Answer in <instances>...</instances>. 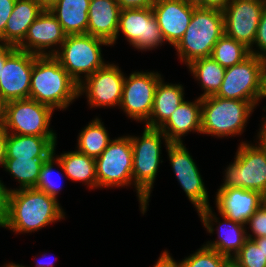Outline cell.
<instances>
[{
  "instance_id": "cell-1",
  "label": "cell",
  "mask_w": 266,
  "mask_h": 267,
  "mask_svg": "<svg viewBox=\"0 0 266 267\" xmlns=\"http://www.w3.org/2000/svg\"><path fill=\"white\" fill-rule=\"evenodd\" d=\"M65 218L60 203L42 190L14 188L9 194L6 228L15 233H32Z\"/></svg>"
},
{
  "instance_id": "cell-2",
  "label": "cell",
  "mask_w": 266,
  "mask_h": 267,
  "mask_svg": "<svg viewBox=\"0 0 266 267\" xmlns=\"http://www.w3.org/2000/svg\"><path fill=\"white\" fill-rule=\"evenodd\" d=\"M79 85L53 56H37L33 63L29 98L66 110L79 97Z\"/></svg>"
},
{
  "instance_id": "cell-3",
  "label": "cell",
  "mask_w": 266,
  "mask_h": 267,
  "mask_svg": "<svg viewBox=\"0 0 266 267\" xmlns=\"http://www.w3.org/2000/svg\"><path fill=\"white\" fill-rule=\"evenodd\" d=\"M170 142L166 135L157 128L144 127L142 136H130L133 149V185L137 193L141 213L147 211L149 198L161 160V144Z\"/></svg>"
},
{
  "instance_id": "cell-4",
  "label": "cell",
  "mask_w": 266,
  "mask_h": 267,
  "mask_svg": "<svg viewBox=\"0 0 266 267\" xmlns=\"http://www.w3.org/2000/svg\"><path fill=\"white\" fill-rule=\"evenodd\" d=\"M225 34L223 11L194 7L185 34L174 46L180 61H191L212 55L214 45Z\"/></svg>"
},
{
  "instance_id": "cell-5",
  "label": "cell",
  "mask_w": 266,
  "mask_h": 267,
  "mask_svg": "<svg viewBox=\"0 0 266 267\" xmlns=\"http://www.w3.org/2000/svg\"><path fill=\"white\" fill-rule=\"evenodd\" d=\"M201 100V134L219 138L241 135L256 108L249 101L225 99L215 95Z\"/></svg>"
},
{
  "instance_id": "cell-6",
  "label": "cell",
  "mask_w": 266,
  "mask_h": 267,
  "mask_svg": "<svg viewBox=\"0 0 266 267\" xmlns=\"http://www.w3.org/2000/svg\"><path fill=\"white\" fill-rule=\"evenodd\" d=\"M103 45L110 46L107 41L89 34L66 35L53 56L79 85L84 78L108 63L102 57Z\"/></svg>"
},
{
  "instance_id": "cell-7",
  "label": "cell",
  "mask_w": 266,
  "mask_h": 267,
  "mask_svg": "<svg viewBox=\"0 0 266 267\" xmlns=\"http://www.w3.org/2000/svg\"><path fill=\"white\" fill-rule=\"evenodd\" d=\"M234 162L225 170L222 188L258 191L266 197V155L256 144L240 142Z\"/></svg>"
},
{
  "instance_id": "cell-8",
  "label": "cell",
  "mask_w": 266,
  "mask_h": 267,
  "mask_svg": "<svg viewBox=\"0 0 266 267\" xmlns=\"http://www.w3.org/2000/svg\"><path fill=\"white\" fill-rule=\"evenodd\" d=\"M263 58L250 55L244 61L228 67L217 97L252 102L262 100Z\"/></svg>"
},
{
  "instance_id": "cell-9",
  "label": "cell",
  "mask_w": 266,
  "mask_h": 267,
  "mask_svg": "<svg viewBox=\"0 0 266 267\" xmlns=\"http://www.w3.org/2000/svg\"><path fill=\"white\" fill-rule=\"evenodd\" d=\"M95 163L98 188L132 185L133 149L130 135L112 139Z\"/></svg>"
},
{
  "instance_id": "cell-10",
  "label": "cell",
  "mask_w": 266,
  "mask_h": 267,
  "mask_svg": "<svg viewBox=\"0 0 266 267\" xmlns=\"http://www.w3.org/2000/svg\"><path fill=\"white\" fill-rule=\"evenodd\" d=\"M53 112L51 107L30 98L9 101L5 105L4 129L16 135L56 136L49 126Z\"/></svg>"
},
{
  "instance_id": "cell-11",
  "label": "cell",
  "mask_w": 266,
  "mask_h": 267,
  "mask_svg": "<svg viewBox=\"0 0 266 267\" xmlns=\"http://www.w3.org/2000/svg\"><path fill=\"white\" fill-rule=\"evenodd\" d=\"M120 31L129 44L139 51L157 49L165 43L152 7L121 9L117 37L111 46L116 43Z\"/></svg>"
},
{
  "instance_id": "cell-12",
  "label": "cell",
  "mask_w": 266,
  "mask_h": 267,
  "mask_svg": "<svg viewBox=\"0 0 266 267\" xmlns=\"http://www.w3.org/2000/svg\"><path fill=\"white\" fill-rule=\"evenodd\" d=\"M161 78V74L154 71H135L125 76L119 108L128 118L143 124L150 118L155 90Z\"/></svg>"
},
{
  "instance_id": "cell-13",
  "label": "cell",
  "mask_w": 266,
  "mask_h": 267,
  "mask_svg": "<svg viewBox=\"0 0 266 267\" xmlns=\"http://www.w3.org/2000/svg\"><path fill=\"white\" fill-rule=\"evenodd\" d=\"M166 150L177 181L197 213L209 207L207 188L186 146L183 143H169Z\"/></svg>"
},
{
  "instance_id": "cell-14",
  "label": "cell",
  "mask_w": 266,
  "mask_h": 267,
  "mask_svg": "<svg viewBox=\"0 0 266 267\" xmlns=\"http://www.w3.org/2000/svg\"><path fill=\"white\" fill-rule=\"evenodd\" d=\"M125 74L114 63H107L94 74L82 80L79 97L86 94L90 108L119 106L122 98Z\"/></svg>"
},
{
  "instance_id": "cell-15",
  "label": "cell",
  "mask_w": 266,
  "mask_h": 267,
  "mask_svg": "<svg viewBox=\"0 0 266 267\" xmlns=\"http://www.w3.org/2000/svg\"><path fill=\"white\" fill-rule=\"evenodd\" d=\"M266 0H230L222 10L225 35L253 49Z\"/></svg>"
},
{
  "instance_id": "cell-16",
  "label": "cell",
  "mask_w": 266,
  "mask_h": 267,
  "mask_svg": "<svg viewBox=\"0 0 266 267\" xmlns=\"http://www.w3.org/2000/svg\"><path fill=\"white\" fill-rule=\"evenodd\" d=\"M37 56L16 49L6 59L0 77V97L6 103L29 98L33 63Z\"/></svg>"
},
{
  "instance_id": "cell-17",
  "label": "cell",
  "mask_w": 266,
  "mask_h": 267,
  "mask_svg": "<svg viewBox=\"0 0 266 267\" xmlns=\"http://www.w3.org/2000/svg\"><path fill=\"white\" fill-rule=\"evenodd\" d=\"M65 38L66 34L61 24L49 9H44L30 25L24 40L16 48L38 56L54 55L55 48H60Z\"/></svg>"
},
{
  "instance_id": "cell-18",
  "label": "cell",
  "mask_w": 266,
  "mask_h": 267,
  "mask_svg": "<svg viewBox=\"0 0 266 267\" xmlns=\"http://www.w3.org/2000/svg\"><path fill=\"white\" fill-rule=\"evenodd\" d=\"M198 215L208 233L213 234L214 225L215 223L218 224L216 226L218 239L211 242L208 241L205 245L232 260L247 239L246 226L223 215L221 217L224 221L221 222L216 217V214L214 215L210 206L202 209Z\"/></svg>"
},
{
  "instance_id": "cell-19",
  "label": "cell",
  "mask_w": 266,
  "mask_h": 267,
  "mask_svg": "<svg viewBox=\"0 0 266 267\" xmlns=\"http://www.w3.org/2000/svg\"><path fill=\"white\" fill-rule=\"evenodd\" d=\"M195 5L190 0H159L152 5L153 14L165 42L175 46L189 26Z\"/></svg>"
},
{
  "instance_id": "cell-20",
  "label": "cell",
  "mask_w": 266,
  "mask_h": 267,
  "mask_svg": "<svg viewBox=\"0 0 266 267\" xmlns=\"http://www.w3.org/2000/svg\"><path fill=\"white\" fill-rule=\"evenodd\" d=\"M215 205L219 215L246 225L266 197L258 191L243 188L217 189Z\"/></svg>"
},
{
  "instance_id": "cell-21",
  "label": "cell",
  "mask_w": 266,
  "mask_h": 267,
  "mask_svg": "<svg viewBox=\"0 0 266 267\" xmlns=\"http://www.w3.org/2000/svg\"><path fill=\"white\" fill-rule=\"evenodd\" d=\"M120 12L117 0H90L87 34L111 44L117 37Z\"/></svg>"
},
{
  "instance_id": "cell-22",
  "label": "cell",
  "mask_w": 266,
  "mask_h": 267,
  "mask_svg": "<svg viewBox=\"0 0 266 267\" xmlns=\"http://www.w3.org/2000/svg\"><path fill=\"white\" fill-rule=\"evenodd\" d=\"M202 100L184 101L159 128L170 143H183L182 136L193 131L201 134Z\"/></svg>"
},
{
  "instance_id": "cell-23",
  "label": "cell",
  "mask_w": 266,
  "mask_h": 267,
  "mask_svg": "<svg viewBox=\"0 0 266 267\" xmlns=\"http://www.w3.org/2000/svg\"><path fill=\"white\" fill-rule=\"evenodd\" d=\"M44 9L35 0H16L8 18L0 44L18 46L25 38L28 28Z\"/></svg>"
},
{
  "instance_id": "cell-24",
  "label": "cell",
  "mask_w": 266,
  "mask_h": 267,
  "mask_svg": "<svg viewBox=\"0 0 266 267\" xmlns=\"http://www.w3.org/2000/svg\"><path fill=\"white\" fill-rule=\"evenodd\" d=\"M184 94L182 84H166L161 78L155 90L153 109L145 126L159 129L185 101Z\"/></svg>"
},
{
  "instance_id": "cell-25",
  "label": "cell",
  "mask_w": 266,
  "mask_h": 267,
  "mask_svg": "<svg viewBox=\"0 0 266 267\" xmlns=\"http://www.w3.org/2000/svg\"><path fill=\"white\" fill-rule=\"evenodd\" d=\"M57 143L56 136L16 135L8 133L6 158H48Z\"/></svg>"
},
{
  "instance_id": "cell-26",
  "label": "cell",
  "mask_w": 266,
  "mask_h": 267,
  "mask_svg": "<svg viewBox=\"0 0 266 267\" xmlns=\"http://www.w3.org/2000/svg\"><path fill=\"white\" fill-rule=\"evenodd\" d=\"M90 0H58L49 11L66 35L87 34Z\"/></svg>"
},
{
  "instance_id": "cell-27",
  "label": "cell",
  "mask_w": 266,
  "mask_h": 267,
  "mask_svg": "<svg viewBox=\"0 0 266 267\" xmlns=\"http://www.w3.org/2000/svg\"><path fill=\"white\" fill-rule=\"evenodd\" d=\"M55 164L73 182H84L90 189L98 188L95 159L81 152L70 151L55 156Z\"/></svg>"
},
{
  "instance_id": "cell-28",
  "label": "cell",
  "mask_w": 266,
  "mask_h": 267,
  "mask_svg": "<svg viewBox=\"0 0 266 267\" xmlns=\"http://www.w3.org/2000/svg\"><path fill=\"white\" fill-rule=\"evenodd\" d=\"M186 66L204 90L200 98L213 96L218 92L224 79L225 67L211 56L195 59Z\"/></svg>"
},
{
  "instance_id": "cell-29",
  "label": "cell",
  "mask_w": 266,
  "mask_h": 267,
  "mask_svg": "<svg viewBox=\"0 0 266 267\" xmlns=\"http://www.w3.org/2000/svg\"><path fill=\"white\" fill-rule=\"evenodd\" d=\"M107 131L101 119L96 117L79 133L77 151L98 158L112 141Z\"/></svg>"
},
{
  "instance_id": "cell-30",
  "label": "cell",
  "mask_w": 266,
  "mask_h": 267,
  "mask_svg": "<svg viewBox=\"0 0 266 267\" xmlns=\"http://www.w3.org/2000/svg\"><path fill=\"white\" fill-rule=\"evenodd\" d=\"M47 158H6L4 169L20 184L19 189L34 188Z\"/></svg>"
},
{
  "instance_id": "cell-31",
  "label": "cell",
  "mask_w": 266,
  "mask_h": 267,
  "mask_svg": "<svg viewBox=\"0 0 266 267\" xmlns=\"http://www.w3.org/2000/svg\"><path fill=\"white\" fill-rule=\"evenodd\" d=\"M251 55L250 48L225 34L214 45L211 57L222 67L241 63Z\"/></svg>"
},
{
  "instance_id": "cell-32",
  "label": "cell",
  "mask_w": 266,
  "mask_h": 267,
  "mask_svg": "<svg viewBox=\"0 0 266 267\" xmlns=\"http://www.w3.org/2000/svg\"><path fill=\"white\" fill-rule=\"evenodd\" d=\"M178 264L179 267H232L230 258L219 254L205 244Z\"/></svg>"
},
{
  "instance_id": "cell-33",
  "label": "cell",
  "mask_w": 266,
  "mask_h": 267,
  "mask_svg": "<svg viewBox=\"0 0 266 267\" xmlns=\"http://www.w3.org/2000/svg\"><path fill=\"white\" fill-rule=\"evenodd\" d=\"M232 267H266V257L253 239L247 238L231 260Z\"/></svg>"
},
{
  "instance_id": "cell-34",
  "label": "cell",
  "mask_w": 266,
  "mask_h": 267,
  "mask_svg": "<svg viewBox=\"0 0 266 267\" xmlns=\"http://www.w3.org/2000/svg\"><path fill=\"white\" fill-rule=\"evenodd\" d=\"M57 143L54 145L53 153L45 160L41 172L39 174V178L37 181L36 189L42 190L43 192L47 193L49 196L58 199L57 196L59 194V191L62 189L61 185H59L60 182L57 184V180L54 181L52 177H55V179H62V175H58V172H55L54 163H55V149H56ZM56 174V175H53ZM59 177V178H58Z\"/></svg>"
},
{
  "instance_id": "cell-35",
  "label": "cell",
  "mask_w": 266,
  "mask_h": 267,
  "mask_svg": "<svg viewBox=\"0 0 266 267\" xmlns=\"http://www.w3.org/2000/svg\"><path fill=\"white\" fill-rule=\"evenodd\" d=\"M246 225H249V228L252 232V234H250L248 231H246L247 238L255 239L266 236V200L249 218Z\"/></svg>"
},
{
  "instance_id": "cell-36",
  "label": "cell",
  "mask_w": 266,
  "mask_h": 267,
  "mask_svg": "<svg viewBox=\"0 0 266 267\" xmlns=\"http://www.w3.org/2000/svg\"><path fill=\"white\" fill-rule=\"evenodd\" d=\"M254 45H256V48L258 47V49L257 50L256 48L250 49V53L252 55L265 58L266 57V5L263 9L260 22L258 24L253 47H255Z\"/></svg>"
},
{
  "instance_id": "cell-37",
  "label": "cell",
  "mask_w": 266,
  "mask_h": 267,
  "mask_svg": "<svg viewBox=\"0 0 266 267\" xmlns=\"http://www.w3.org/2000/svg\"><path fill=\"white\" fill-rule=\"evenodd\" d=\"M12 188H7L0 180V227L6 228L8 221L9 194Z\"/></svg>"
},
{
  "instance_id": "cell-38",
  "label": "cell",
  "mask_w": 266,
  "mask_h": 267,
  "mask_svg": "<svg viewBox=\"0 0 266 267\" xmlns=\"http://www.w3.org/2000/svg\"><path fill=\"white\" fill-rule=\"evenodd\" d=\"M16 0H0V36L4 33L8 18L12 14Z\"/></svg>"
},
{
  "instance_id": "cell-39",
  "label": "cell",
  "mask_w": 266,
  "mask_h": 267,
  "mask_svg": "<svg viewBox=\"0 0 266 267\" xmlns=\"http://www.w3.org/2000/svg\"><path fill=\"white\" fill-rule=\"evenodd\" d=\"M196 7L199 8H214L223 10L230 0H190Z\"/></svg>"
},
{
  "instance_id": "cell-40",
  "label": "cell",
  "mask_w": 266,
  "mask_h": 267,
  "mask_svg": "<svg viewBox=\"0 0 266 267\" xmlns=\"http://www.w3.org/2000/svg\"><path fill=\"white\" fill-rule=\"evenodd\" d=\"M121 9L152 7L154 0H117Z\"/></svg>"
},
{
  "instance_id": "cell-41",
  "label": "cell",
  "mask_w": 266,
  "mask_h": 267,
  "mask_svg": "<svg viewBox=\"0 0 266 267\" xmlns=\"http://www.w3.org/2000/svg\"><path fill=\"white\" fill-rule=\"evenodd\" d=\"M153 267H179V264L173 259V257L170 256V253L165 250L162 252Z\"/></svg>"
},
{
  "instance_id": "cell-42",
  "label": "cell",
  "mask_w": 266,
  "mask_h": 267,
  "mask_svg": "<svg viewBox=\"0 0 266 267\" xmlns=\"http://www.w3.org/2000/svg\"><path fill=\"white\" fill-rule=\"evenodd\" d=\"M16 46L0 44V77L6 59L16 50Z\"/></svg>"
},
{
  "instance_id": "cell-43",
  "label": "cell",
  "mask_w": 266,
  "mask_h": 267,
  "mask_svg": "<svg viewBox=\"0 0 266 267\" xmlns=\"http://www.w3.org/2000/svg\"><path fill=\"white\" fill-rule=\"evenodd\" d=\"M8 139V133L4 127H0V165L4 167L6 161V143Z\"/></svg>"
},
{
  "instance_id": "cell-44",
  "label": "cell",
  "mask_w": 266,
  "mask_h": 267,
  "mask_svg": "<svg viewBox=\"0 0 266 267\" xmlns=\"http://www.w3.org/2000/svg\"><path fill=\"white\" fill-rule=\"evenodd\" d=\"M264 121L261 124L262 126L259 129L258 135H257V140L256 141L257 145L262 149V151L266 155V117L262 118Z\"/></svg>"
},
{
  "instance_id": "cell-45",
  "label": "cell",
  "mask_w": 266,
  "mask_h": 267,
  "mask_svg": "<svg viewBox=\"0 0 266 267\" xmlns=\"http://www.w3.org/2000/svg\"><path fill=\"white\" fill-rule=\"evenodd\" d=\"M46 255L47 254H44L43 256H42V258L40 259V260H37L36 261V265H35V267H53L54 266V264H53V261L51 260V259H49L48 257H46ZM49 259V260H47V262H46V259ZM44 259H45V261H44ZM51 260V261H50Z\"/></svg>"
},
{
  "instance_id": "cell-46",
  "label": "cell",
  "mask_w": 266,
  "mask_h": 267,
  "mask_svg": "<svg viewBox=\"0 0 266 267\" xmlns=\"http://www.w3.org/2000/svg\"><path fill=\"white\" fill-rule=\"evenodd\" d=\"M266 98V57L263 58L262 99Z\"/></svg>"
},
{
  "instance_id": "cell-47",
  "label": "cell",
  "mask_w": 266,
  "mask_h": 267,
  "mask_svg": "<svg viewBox=\"0 0 266 267\" xmlns=\"http://www.w3.org/2000/svg\"><path fill=\"white\" fill-rule=\"evenodd\" d=\"M5 105L6 102L0 97V127H4L5 123Z\"/></svg>"
},
{
  "instance_id": "cell-48",
  "label": "cell",
  "mask_w": 266,
  "mask_h": 267,
  "mask_svg": "<svg viewBox=\"0 0 266 267\" xmlns=\"http://www.w3.org/2000/svg\"><path fill=\"white\" fill-rule=\"evenodd\" d=\"M43 9H50L58 0H35Z\"/></svg>"
},
{
  "instance_id": "cell-49",
  "label": "cell",
  "mask_w": 266,
  "mask_h": 267,
  "mask_svg": "<svg viewBox=\"0 0 266 267\" xmlns=\"http://www.w3.org/2000/svg\"><path fill=\"white\" fill-rule=\"evenodd\" d=\"M253 240L256 242V244L259 246V249L262 250V252L264 253V255L266 257V236L260 237V238H255Z\"/></svg>"
},
{
  "instance_id": "cell-50",
  "label": "cell",
  "mask_w": 266,
  "mask_h": 267,
  "mask_svg": "<svg viewBox=\"0 0 266 267\" xmlns=\"http://www.w3.org/2000/svg\"><path fill=\"white\" fill-rule=\"evenodd\" d=\"M3 267H25V266L11 262V263L5 264Z\"/></svg>"
}]
</instances>
